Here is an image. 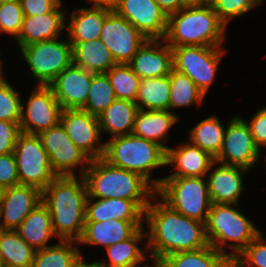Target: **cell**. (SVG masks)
<instances>
[{"mask_svg": "<svg viewBox=\"0 0 266 267\" xmlns=\"http://www.w3.org/2000/svg\"><path fill=\"white\" fill-rule=\"evenodd\" d=\"M148 253L162 260L165 256L195 251L209 245L205 223L182 215L155 194L144 211Z\"/></svg>", "mask_w": 266, "mask_h": 267, "instance_id": "6da1fadb", "label": "cell"}, {"mask_svg": "<svg viewBox=\"0 0 266 267\" xmlns=\"http://www.w3.org/2000/svg\"><path fill=\"white\" fill-rule=\"evenodd\" d=\"M88 197L84 176H56L42 191V202L51 214L59 240L78 241L85 224Z\"/></svg>", "mask_w": 266, "mask_h": 267, "instance_id": "7a4b0ae2", "label": "cell"}, {"mask_svg": "<svg viewBox=\"0 0 266 267\" xmlns=\"http://www.w3.org/2000/svg\"><path fill=\"white\" fill-rule=\"evenodd\" d=\"M83 176L89 198L132 200L145 211L156 194L140 174L113 166L103 158L90 160Z\"/></svg>", "mask_w": 266, "mask_h": 267, "instance_id": "3957f363", "label": "cell"}, {"mask_svg": "<svg viewBox=\"0 0 266 267\" xmlns=\"http://www.w3.org/2000/svg\"><path fill=\"white\" fill-rule=\"evenodd\" d=\"M227 29L210 4L186 6L168 15L163 40L169 46H223Z\"/></svg>", "mask_w": 266, "mask_h": 267, "instance_id": "277c9868", "label": "cell"}, {"mask_svg": "<svg viewBox=\"0 0 266 267\" xmlns=\"http://www.w3.org/2000/svg\"><path fill=\"white\" fill-rule=\"evenodd\" d=\"M242 209L241 204L213 203L205 222L209 245L231 261L262 231Z\"/></svg>", "mask_w": 266, "mask_h": 267, "instance_id": "5b68a950", "label": "cell"}, {"mask_svg": "<svg viewBox=\"0 0 266 267\" xmlns=\"http://www.w3.org/2000/svg\"><path fill=\"white\" fill-rule=\"evenodd\" d=\"M104 141V160L113 166L140 174L155 189L160 186L163 177L154 176V172L166 167V150L162 146L134 134Z\"/></svg>", "mask_w": 266, "mask_h": 267, "instance_id": "8992f818", "label": "cell"}, {"mask_svg": "<svg viewBox=\"0 0 266 267\" xmlns=\"http://www.w3.org/2000/svg\"><path fill=\"white\" fill-rule=\"evenodd\" d=\"M156 194L182 215L206 222L212 206L206 177H163Z\"/></svg>", "mask_w": 266, "mask_h": 267, "instance_id": "52a82bcc", "label": "cell"}, {"mask_svg": "<svg viewBox=\"0 0 266 267\" xmlns=\"http://www.w3.org/2000/svg\"><path fill=\"white\" fill-rule=\"evenodd\" d=\"M34 85H49L73 63L72 45L67 35L41 41L18 49ZM36 82V83H35Z\"/></svg>", "mask_w": 266, "mask_h": 267, "instance_id": "ba28073f", "label": "cell"}, {"mask_svg": "<svg viewBox=\"0 0 266 267\" xmlns=\"http://www.w3.org/2000/svg\"><path fill=\"white\" fill-rule=\"evenodd\" d=\"M173 69L187 75L208 96L217 78L222 58L228 52L223 46H170ZM227 49V50H226ZM215 81V82H214Z\"/></svg>", "mask_w": 266, "mask_h": 267, "instance_id": "9c48e42d", "label": "cell"}, {"mask_svg": "<svg viewBox=\"0 0 266 267\" xmlns=\"http://www.w3.org/2000/svg\"><path fill=\"white\" fill-rule=\"evenodd\" d=\"M19 184L43 191L57 176L50 165L47 152L38 134L20 132L13 151Z\"/></svg>", "mask_w": 266, "mask_h": 267, "instance_id": "30bf717a", "label": "cell"}, {"mask_svg": "<svg viewBox=\"0 0 266 267\" xmlns=\"http://www.w3.org/2000/svg\"><path fill=\"white\" fill-rule=\"evenodd\" d=\"M38 136L57 176L84 175L91 159L71 141L61 123Z\"/></svg>", "mask_w": 266, "mask_h": 267, "instance_id": "8fae6325", "label": "cell"}, {"mask_svg": "<svg viewBox=\"0 0 266 267\" xmlns=\"http://www.w3.org/2000/svg\"><path fill=\"white\" fill-rule=\"evenodd\" d=\"M238 115L235 114L228 120L222 148L214 160L253 171L261 163V150L255 144L247 123Z\"/></svg>", "mask_w": 266, "mask_h": 267, "instance_id": "7c38bea8", "label": "cell"}, {"mask_svg": "<svg viewBox=\"0 0 266 267\" xmlns=\"http://www.w3.org/2000/svg\"><path fill=\"white\" fill-rule=\"evenodd\" d=\"M26 98H22L20 130L39 134L60 123L62 108L49 85H32ZM25 99V101H24Z\"/></svg>", "mask_w": 266, "mask_h": 267, "instance_id": "4fadbf2b", "label": "cell"}, {"mask_svg": "<svg viewBox=\"0 0 266 267\" xmlns=\"http://www.w3.org/2000/svg\"><path fill=\"white\" fill-rule=\"evenodd\" d=\"M99 39L111 52L116 64H128L147 40L131 23L115 11L107 13Z\"/></svg>", "mask_w": 266, "mask_h": 267, "instance_id": "5bb4252c", "label": "cell"}, {"mask_svg": "<svg viewBox=\"0 0 266 267\" xmlns=\"http://www.w3.org/2000/svg\"><path fill=\"white\" fill-rule=\"evenodd\" d=\"M60 123L71 141L91 160L103 157L105 141L97 116L83 109H62Z\"/></svg>", "mask_w": 266, "mask_h": 267, "instance_id": "9a60e30c", "label": "cell"}, {"mask_svg": "<svg viewBox=\"0 0 266 267\" xmlns=\"http://www.w3.org/2000/svg\"><path fill=\"white\" fill-rule=\"evenodd\" d=\"M114 11L147 40L164 39L168 16L155 0H121Z\"/></svg>", "mask_w": 266, "mask_h": 267, "instance_id": "2e32d148", "label": "cell"}, {"mask_svg": "<svg viewBox=\"0 0 266 267\" xmlns=\"http://www.w3.org/2000/svg\"><path fill=\"white\" fill-rule=\"evenodd\" d=\"M251 171L214 161L206 175L208 192L213 203L241 204L240 198L245 192L247 174Z\"/></svg>", "mask_w": 266, "mask_h": 267, "instance_id": "e0dca14e", "label": "cell"}, {"mask_svg": "<svg viewBox=\"0 0 266 267\" xmlns=\"http://www.w3.org/2000/svg\"><path fill=\"white\" fill-rule=\"evenodd\" d=\"M93 74L72 63L49 84L62 109L85 106Z\"/></svg>", "mask_w": 266, "mask_h": 267, "instance_id": "ac0fdd59", "label": "cell"}, {"mask_svg": "<svg viewBox=\"0 0 266 267\" xmlns=\"http://www.w3.org/2000/svg\"><path fill=\"white\" fill-rule=\"evenodd\" d=\"M62 0L51 12L38 16H24L22 29L14 40L19 49L33 43L63 36L66 27V10ZM65 8V9H64Z\"/></svg>", "mask_w": 266, "mask_h": 267, "instance_id": "d6986e66", "label": "cell"}, {"mask_svg": "<svg viewBox=\"0 0 266 267\" xmlns=\"http://www.w3.org/2000/svg\"><path fill=\"white\" fill-rule=\"evenodd\" d=\"M42 202V191L30 185L4 188L0 210V229L15 230Z\"/></svg>", "mask_w": 266, "mask_h": 267, "instance_id": "ffe728a7", "label": "cell"}, {"mask_svg": "<svg viewBox=\"0 0 266 267\" xmlns=\"http://www.w3.org/2000/svg\"><path fill=\"white\" fill-rule=\"evenodd\" d=\"M144 227V220L85 221L83 233L77 241L78 245L104 248L131 238L140 228Z\"/></svg>", "mask_w": 266, "mask_h": 267, "instance_id": "44dd1931", "label": "cell"}, {"mask_svg": "<svg viewBox=\"0 0 266 267\" xmlns=\"http://www.w3.org/2000/svg\"><path fill=\"white\" fill-rule=\"evenodd\" d=\"M184 141L166 150V166L171 169L169 175L163 177H206L214 158L188 140Z\"/></svg>", "mask_w": 266, "mask_h": 267, "instance_id": "7402d4cb", "label": "cell"}, {"mask_svg": "<svg viewBox=\"0 0 266 267\" xmlns=\"http://www.w3.org/2000/svg\"><path fill=\"white\" fill-rule=\"evenodd\" d=\"M128 65L140 79L168 76L173 69L172 49L163 39L146 40Z\"/></svg>", "mask_w": 266, "mask_h": 267, "instance_id": "603a6c76", "label": "cell"}, {"mask_svg": "<svg viewBox=\"0 0 266 267\" xmlns=\"http://www.w3.org/2000/svg\"><path fill=\"white\" fill-rule=\"evenodd\" d=\"M105 250L103 259L101 257L93 261L87 258L85 263L93 267H128L142 261L149 255L145 228H140L131 238L110 245Z\"/></svg>", "mask_w": 266, "mask_h": 267, "instance_id": "cb8c5ba5", "label": "cell"}, {"mask_svg": "<svg viewBox=\"0 0 266 267\" xmlns=\"http://www.w3.org/2000/svg\"><path fill=\"white\" fill-rule=\"evenodd\" d=\"M181 119L170 111L138 109L132 134L153 141L167 150L170 147V132Z\"/></svg>", "mask_w": 266, "mask_h": 267, "instance_id": "d4e9b609", "label": "cell"}, {"mask_svg": "<svg viewBox=\"0 0 266 267\" xmlns=\"http://www.w3.org/2000/svg\"><path fill=\"white\" fill-rule=\"evenodd\" d=\"M79 7H73L70 12L68 9L66 10L65 34L69 42L99 39L104 19L109 10L82 5Z\"/></svg>", "mask_w": 266, "mask_h": 267, "instance_id": "484cf974", "label": "cell"}, {"mask_svg": "<svg viewBox=\"0 0 266 267\" xmlns=\"http://www.w3.org/2000/svg\"><path fill=\"white\" fill-rule=\"evenodd\" d=\"M15 230L35 251L55 244V240L59 241L53 230L51 214L43 202Z\"/></svg>", "mask_w": 266, "mask_h": 267, "instance_id": "4316f807", "label": "cell"}, {"mask_svg": "<svg viewBox=\"0 0 266 267\" xmlns=\"http://www.w3.org/2000/svg\"><path fill=\"white\" fill-rule=\"evenodd\" d=\"M144 220V211L132 200L89 198L85 221Z\"/></svg>", "mask_w": 266, "mask_h": 267, "instance_id": "83f0119b", "label": "cell"}, {"mask_svg": "<svg viewBox=\"0 0 266 267\" xmlns=\"http://www.w3.org/2000/svg\"><path fill=\"white\" fill-rule=\"evenodd\" d=\"M137 111L136 102L122 99H116L112 102L97 117L102 138L109 137L111 139L132 134Z\"/></svg>", "mask_w": 266, "mask_h": 267, "instance_id": "f1b7e54d", "label": "cell"}, {"mask_svg": "<svg viewBox=\"0 0 266 267\" xmlns=\"http://www.w3.org/2000/svg\"><path fill=\"white\" fill-rule=\"evenodd\" d=\"M59 242V243H58ZM35 251L32 267H83L85 256L77 241L59 240ZM82 250V251H81Z\"/></svg>", "mask_w": 266, "mask_h": 267, "instance_id": "f546056e", "label": "cell"}, {"mask_svg": "<svg viewBox=\"0 0 266 267\" xmlns=\"http://www.w3.org/2000/svg\"><path fill=\"white\" fill-rule=\"evenodd\" d=\"M222 122L216 114L201 119L194 126L186 129L188 132L186 140L215 159L222 148L225 126H227V121L224 126Z\"/></svg>", "mask_w": 266, "mask_h": 267, "instance_id": "4dcf8cb0", "label": "cell"}, {"mask_svg": "<svg viewBox=\"0 0 266 267\" xmlns=\"http://www.w3.org/2000/svg\"><path fill=\"white\" fill-rule=\"evenodd\" d=\"M72 45L73 63L87 71L106 73L116 62L100 40H90L84 42H70Z\"/></svg>", "mask_w": 266, "mask_h": 267, "instance_id": "1f68e13d", "label": "cell"}, {"mask_svg": "<svg viewBox=\"0 0 266 267\" xmlns=\"http://www.w3.org/2000/svg\"><path fill=\"white\" fill-rule=\"evenodd\" d=\"M162 267H232V261L208 245L195 251L169 254L162 259Z\"/></svg>", "mask_w": 266, "mask_h": 267, "instance_id": "d6a6232c", "label": "cell"}, {"mask_svg": "<svg viewBox=\"0 0 266 267\" xmlns=\"http://www.w3.org/2000/svg\"><path fill=\"white\" fill-rule=\"evenodd\" d=\"M168 76L170 82L169 111L171 113L180 118L181 115L178 114L179 112L176 113V109L188 108L193 105L205 106L206 97L187 75L172 69Z\"/></svg>", "mask_w": 266, "mask_h": 267, "instance_id": "836d02e7", "label": "cell"}, {"mask_svg": "<svg viewBox=\"0 0 266 267\" xmlns=\"http://www.w3.org/2000/svg\"><path fill=\"white\" fill-rule=\"evenodd\" d=\"M0 252L6 267H32L35 250L13 229H0Z\"/></svg>", "mask_w": 266, "mask_h": 267, "instance_id": "e575fe53", "label": "cell"}, {"mask_svg": "<svg viewBox=\"0 0 266 267\" xmlns=\"http://www.w3.org/2000/svg\"><path fill=\"white\" fill-rule=\"evenodd\" d=\"M169 101V76L141 79L138 96L135 101L138 109L169 111Z\"/></svg>", "mask_w": 266, "mask_h": 267, "instance_id": "d590c367", "label": "cell"}, {"mask_svg": "<svg viewBox=\"0 0 266 267\" xmlns=\"http://www.w3.org/2000/svg\"><path fill=\"white\" fill-rule=\"evenodd\" d=\"M105 74L114 90L116 99L136 101L141 79L128 64H116Z\"/></svg>", "mask_w": 266, "mask_h": 267, "instance_id": "8d00e7d4", "label": "cell"}, {"mask_svg": "<svg viewBox=\"0 0 266 267\" xmlns=\"http://www.w3.org/2000/svg\"><path fill=\"white\" fill-rule=\"evenodd\" d=\"M115 100L116 96L107 75L94 73L87 102L82 109L98 117Z\"/></svg>", "mask_w": 266, "mask_h": 267, "instance_id": "74e56055", "label": "cell"}, {"mask_svg": "<svg viewBox=\"0 0 266 267\" xmlns=\"http://www.w3.org/2000/svg\"><path fill=\"white\" fill-rule=\"evenodd\" d=\"M11 83L6 76L0 78V120L20 122L23 96Z\"/></svg>", "mask_w": 266, "mask_h": 267, "instance_id": "f35d334b", "label": "cell"}, {"mask_svg": "<svg viewBox=\"0 0 266 267\" xmlns=\"http://www.w3.org/2000/svg\"><path fill=\"white\" fill-rule=\"evenodd\" d=\"M262 4L261 0H210V5L227 28L232 19L243 17Z\"/></svg>", "mask_w": 266, "mask_h": 267, "instance_id": "ab89813d", "label": "cell"}, {"mask_svg": "<svg viewBox=\"0 0 266 267\" xmlns=\"http://www.w3.org/2000/svg\"><path fill=\"white\" fill-rule=\"evenodd\" d=\"M232 267H266V235L263 230L233 259Z\"/></svg>", "mask_w": 266, "mask_h": 267, "instance_id": "60d3db41", "label": "cell"}, {"mask_svg": "<svg viewBox=\"0 0 266 267\" xmlns=\"http://www.w3.org/2000/svg\"><path fill=\"white\" fill-rule=\"evenodd\" d=\"M24 19L20 1L0 3V36L13 38L19 36Z\"/></svg>", "mask_w": 266, "mask_h": 267, "instance_id": "b9f144b4", "label": "cell"}, {"mask_svg": "<svg viewBox=\"0 0 266 267\" xmlns=\"http://www.w3.org/2000/svg\"><path fill=\"white\" fill-rule=\"evenodd\" d=\"M241 117L247 123L255 144L262 150L266 147V106L258 108L249 120L243 115Z\"/></svg>", "mask_w": 266, "mask_h": 267, "instance_id": "7bdbcfd3", "label": "cell"}, {"mask_svg": "<svg viewBox=\"0 0 266 267\" xmlns=\"http://www.w3.org/2000/svg\"><path fill=\"white\" fill-rule=\"evenodd\" d=\"M19 185L18 170L13 152L0 156V188Z\"/></svg>", "mask_w": 266, "mask_h": 267, "instance_id": "ee69618b", "label": "cell"}, {"mask_svg": "<svg viewBox=\"0 0 266 267\" xmlns=\"http://www.w3.org/2000/svg\"><path fill=\"white\" fill-rule=\"evenodd\" d=\"M20 132L19 122L0 120V156L14 151Z\"/></svg>", "mask_w": 266, "mask_h": 267, "instance_id": "f6af8a7d", "label": "cell"}, {"mask_svg": "<svg viewBox=\"0 0 266 267\" xmlns=\"http://www.w3.org/2000/svg\"><path fill=\"white\" fill-rule=\"evenodd\" d=\"M62 0H20L24 16L51 12Z\"/></svg>", "mask_w": 266, "mask_h": 267, "instance_id": "bcb514c9", "label": "cell"}, {"mask_svg": "<svg viewBox=\"0 0 266 267\" xmlns=\"http://www.w3.org/2000/svg\"><path fill=\"white\" fill-rule=\"evenodd\" d=\"M168 16L186 7L184 0H155Z\"/></svg>", "mask_w": 266, "mask_h": 267, "instance_id": "7dc6e473", "label": "cell"}, {"mask_svg": "<svg viewBox=\"0 0 266 267\" xmlns=\"http://www.w3.org/2000/svg\"><path fill=\"white\" fill-rule=\"evenodd\" d=\"M88 6L95 8H103L109 11H114L121 0H86Z\"/></svg>", "mask_w": 266, "mask_h": 267, "instance_id": "c3c4849f", "label": "cell"}, {"mask_svg": "<svg viewBox=\"0 0 266 267\" xmlns=\"http://www.w3.org/2000/svg\"><path fill=\"white\" fill-rule=\"evenodd\" d=\"M128 267H162V260L149 254L142 261Z\"/></svg>", "mask_w": 266, "mask_h": 267, "instance_id": "681fc988", "label": "cell"}, {"mask_svg": "<svg viewBox=\"0 0 266 267\" xmlns=\"http://www.w3.org/2000/svg\"><path fill=\"white\" fill-rule=\"evenodd\" d=\"M186 6L210 4V0H184Z\"/></svg>", "mask_w": 266, "mask_h": 267, "instance_id": "f907efd6", "label": "cell"}, {"mask_svg": "<svg viewBox=\"0 0 266 267\" xmlns=\"http://www.w3.org/2000/svg\"><path fill=\"white\" fill-rule=\"evenodd\" d=\"M1 48V47H0ZM1 50V49H0ZM2 57H3V55H2V53H1V51H0V78H2V77H4V76H6V69H5V67H4V59L2 60Z\"/></svg>", "mask_w": 266, "mask_h": 267, "instance_id": "816d5d0a", "label": "cell"}, {"mask_svg": "<svg viewBox=\"0 0 266 267\" xmlns=\"http://www.w3.org/2000/svg\"><path fill=\"white\" fill-rule=\"evenodd\" d=\"M263 149L264 150H261V159H260V161L261 162L263 161L261 164H264V167H265L266 166V147H264ZM263 151H264L265 154L263 153ZM263 154H264V156H263Z\"/></svg>", "mask_w": 266, "mask_h": 267, "instance_id": "f5cc1de1", "label": "cell"}, {"mask_svg": "<svg viewBox=\"0 0 266 267\" xmlns=\"http://www.w3.org/2000/svg\"><path fill=\"white\" fill-rule=\"evenodd\" d=\"M3 194H4V189L0 188V210H1V205H2Z\"/></svg>", "mask_w": 266, "mask_h": 267, "instance_id": "db71d44e", "label": "cell"}, {"mask_svg": "<svg viewBox=\"0 0 266 267\" xmlns=\"http://www.w3.org/2000/svg\"><path fill=\"white\" fill-rule=\"evenodd\" d=\"M3 266H4V263H3L1 252H0V267H3Z\"/></svg>", "mask_w": 266, "mask_h": 267, "instance_id": "11a10c76", "label": "cell"}, {"mask_svg": "<svg viewBox=\"0 0 266 267\" xmlns=\"http://www.w3.org/2000/svg\"><path fill=\"white\" fill-rule=\"evenodd\" d=\"M10 1H20V0H0V3H3V2H10Z\"/></svg>", "mask_w": 266, "mask_h": 267, "instance_id": "9f6ffc18", "label": "cell"}, {"mask_svg": "<svg viewBox=\"0 0 266 267\" xmlns=\"http://www.w3.org/2000/svg\"><path fill=\"white\" fill-rule=\"evenodd\" d=\"M83 267H93L90 263H86Z\"/></svg>", "mask_w": 266, "mask_h": 267, "instance_id": "6f0895ef", "label": "cell"}]
</instances>
